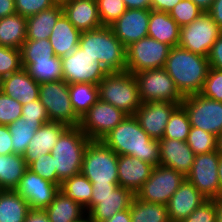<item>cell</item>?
Returning a JSON list of instances; mask_svg holds the SVG:
<instances>
[{"label":"cell","instance_id":"1","mask_svg":"<svg viewBox=\"0 0 222 222\" xmlns=\"http://www.w3.org/2000/svg\"><path fill=\"white\" fill-rule=\"evenodd\" d=\"M101 141L117 155L136 157L154 167L159 165V141L151 138L141 128L135 115H127Z\"/></svg>","mask_w":222,"mask_h":222},{"label":"cell","instance_id":"2","mask_svg":"<svg viewBox=\"0 0 222 222\" xmlns=\"http://www.w3.org/2000/svg\"><path fill=\"white\" fill-rule=\"evenodd\" d=\"M164 69L185 97L202 91L209 61L205 56L174 46L166 59Z\"/></svg>","mask_w":222,"mask_h":222},{"label":"cell","instance_id":"3","mask_svg":"<svg viewBox=\"0 0 222 222\" xmlns=\"http://www.w3.org/2000/svg\"><path fill=\"white\" fill-rule=\"evenodd\" d=\"M78 47L99 61L108 73L126 71V47L110 26L82 32Z\"/></svg>","mask_w":222,"mask_h":222},{"label":"cell","instance_id":"4","mask_svg":"<svg viewBox=\"0 0 222 222\" xmlns=\"http://www.w3.org/2000/svg\"><path fill=\"white\" fill-rule=\"evenodd\" d=\"M90 139L79 126L67 127L60 135L51 150L54 158V168L57 178L64 180L81 173L83 157Z\"/></svg>","mask_w":222,"mask_h":222},{"label":"cell","instance_id":"5","mask_svg":"<svg viewBox=\"0 0 222 222\" xmlns=\"http://www.w3.org/2000/svg\"><path fill=\"white\" fill-rule=\"evenodd\" d=\"M97 86L100 100L127 115H135L142 104L136 78L128 71L108 73Z\"/></svg>","mask_w":222,"mask_h":222},{"label":"cell","instance_id":"6","mask_svg":"<svg viewBox=\"0 0 222 222\" xmlns=\"http://www.w3.org/2000/svg\"><path fill=\"white\" fill-rule=\"evenodd\" d=\"M118 155L101 140H90L81 173L97 185L118 184Z\"/></svg>","mask_w":222,"mask_h":222},{"label":"cell","instance_id":"7","mask_svg":"<svg viewBox=\"0 0 222 222\" xmlns=\"http://www.w3.org/2000/svg\"><path fill=\"white\" fill-rule=\"evenodd\" d=\"M91 210L87 213L89 222H103L118 212L130 208L135 194L119 184H92Z\"/></svg>","mask_w":222,"mask_h":222},{"label":"cell","instance_id":"8","mask_svg":"<svg viewBox=\"0 0 222 222\" xmlns=\"http://www.w3.org/2000/svg\"><path fill=\"white\" fill-rule=\"evenodd\" d=\"M39 99L45 107L49 120L76 127L80 124V118L73 110L69 84L63 79L39 83Z\"/></svg>","mask_w":222,"mask_h":222},{"label":"cell","instance_id":"9","mask_svg":"<svg viewBox=\"0 0 222 222\" xmlns=\"http://www.w3.org/2000/svg\"><path fill=\"white\" fill-rule=\"evenodd\" d=\"M141 102L181 103L184 96L164 68L144 70L134 74Z\"/></svg>","mask_w":222,"mask_h":222},{"label":"cell","instance_id":"10","mask_svg":"<svg viewBox=\"0 0 222 222\" xmlns=\"http://www.w3.org/2000/svg\"><path fill=\"white\" fill-rule=\"evenodd\" d=\"M171 46L149 36L126 47V71L135 74L164 68Z\"/></svg>","mask_w":222,"mask_h":222},{"label":"cell","instance_id":"11","mask_svg":"<svg viewBox=\"0 0 222 222\" xmlns=\"http://www.w3.org/2000/svg\"><path fill=\"white\" fill-rule=\"evenodd\" d=\"M185 179L186 176L183 173L157 165L153 167L150 177L136 192L135 196L142 201L166 206Z\"/></svg>","mask_w":222,"mask_h":222},{"label":"cell","instance_id":"12","mask_svg":"<svg viewBox=\"0 0 222 222\" xmlns=\"http://www.w3.org/2000/svg\"><path fill=\"white\" fill-rule=\"evenodd\" d=\"M222 30L207 13L203 12L189 25L180 28L178 46L207 57Z\"/></svg>","mask_w":222,"mask_h":222},{"label":"cell","instance_id":"13","mask_svg":"<svg viewBox=\"0 0 222 222\" xmlns=\"http://www.w3.org/2000/svg\"><path fill=\"white\" fill-rule=\"evenodd\" d=\"M181 105L188 114L191 127H196L216 137L222 133V102L203 95L185 96Z\"/></svg>","mask_w":222,"mask_h":222},{"label":"cell","instance_id":"14","mask_svg":"<svg viewBox=\"0 0 222 222\" xmlns=\"http://www.w3.org/2000/svg\"><path fill=\"white\" fill-rule=\"evenodd\" d=\"M62 79L67 84L90 83L98 85L108 74L99 61H95L77 47L71 54L61 58Z\"/></svg>","mask_w":222,"mask_h":222},{"label":"cell","instance_id":"15","mask_svg":"<svg viewBox=\"0 0 222 222\" xmlns=\"http://www.w3.org/2000/svg\"><path fill=\"white\" fill-rule=\"evenodd\" d=\"M126 116L122 110L98 99L80 119L79 128L90 140H101Z\"/></svg>","mask_w":222,"mask_h":222},{"label":"cell","instance_id":"16","mask_svg":"<svg viewBox=\"0 0 222 222\" xmlns=\"http://www.w3.org/2000/svg\"><path fill=\"white\" fill-rule=\"evenodd\" d=\"M218 151L198 154L194 157L191 171L186 179L207 199L219 198Z\"/></svg>","mask_w":222,"mask_h":222},{"label":"cell","instance_id":"17","mask_svg":"<svg viewBox=\"0 0 222 222\" xmlns=\"http://www.w3.org/2000/svg\"><path fill=\"white\" fill-rule=\"evenodd\" d=\"M60 186L44 180L42 177L27 169L15 191L29 205L30 209L44 210L54 200Z\"/></svg>","mask_w":222,"mask_h":222},{"label":"cell","instance_id":"18","mask_svg":"<svg viewBox=\"0 0 222 222\" xmlns=\"http://www.w3.org/2000/svg\"><path fill=\"white\" fill-rule=\"evenodd\" d=\"M150 11L148 9H127L110 25L115 36L125 47L148 36Z\"/></svg>","mask_w":222,"mask_h":222},{"label":"cell","instance_id":"19","mask_svg":"<svg viewBox=\"0 0 222 222\" xmlns=\"http://www.w3.org/2000/svg\"><path fill=\"white\" fill-rule=\"evenodd\" d=\"M181 103L143 102L136 111L141 128L153 139H162L173 110Z\"/></svg>","mask_w":222,"mask_h":222},{"label":"cell","instance_id":"20","mask_svg":"<svg viewBox=\"0 0 222 222\" xmlns=\"http://www.w3.org/2000/svg\"><path fill=\"white\" fill-rule=\"evenodd\" d=\"M206 200L207 198L185 179L166 205L170 221L180 222L186 219Z\"/></svg>","mask_w":222,"mask_h":222},{"label":"cell","instance_id":"21","mask_svg":"<svg viewBox=\"0 0 222 222\" xmlns=\"http://www.w3.org/2000/svg\"><path fill=\"white\" fill-rule=\"evenodd\" d=\"M159 165L174 169L185 176L191 171L195 154L186 141L159 139Z\"/></svg>","mask_w":222,"mask_h":222},{"label":"cell","instance_id":"22","mask_svg":"<svg viewBox=\"0 0 222 222\" xmlns=\"http://www.w3.org/2000/svg\"><path fill=\"white\" fill-rule=\"evenodd\" d=\"M118 184L134 194L150 177L153 165L129 155H118Z\"/></svg>","mask_w":222,"mask_h":222},{"label":"cell","instance_id":"23","mask_svg":"<svg viewBox=\"0 0 222 222\" xmlns=\"http://www.w3.org/2000/svg\"><path fill=\"white\" fill-rule=\"evenodd\" d=\"M62 7L64 15L79 31L102 27L96 0H69Z\"/></svg>","mask_w":222,"mask_h":222},{"label":"cell","instance_id":"24","mask_svg":"<svg viewBox=\"0 0 222 222\" xmlns=\"http://www.w3.org/2000/svg\"><path fill=\"white\" fill-rule=\"evenodd\" d=\"M1 91L22 105L39 99V83L24 68L2 78Z\"/></svg>","mask_w":222,"mask_h":222},{"label":"cell","instance_id":"25","mask_svg":"<svg viewBox=\"0 0 222 222\" xmlns=\"http://www.w3.org/2000/svg\"><path fill=\"white\" fill-rule=\"evenodd\" d=\"M66 128V125L53 121L43 124L35 132L23 155L27 165L35 161L37 157L49 154Z\"/></svg>","mask_w":222,"mask_h":222},{"label":"cell","instance_id":"26","mask_svg":"<svg viewBox=\"0 0 222 222\" xmlns=\"http://www.w3.org/2000/svg\"><path fill=\"white\" fill-rule=\"evenodd\" d=\"M81 33L63 13L49 36L54 55L62 58L71 54L79 45Z\"/></svg>","mask_w":222,"mask_h":222},{"label":"cell","instance_id":"27","mask_svg":"<svg viewBox=\"0 0 222 222\" xmlns=\"http://www.w3.org/2000/svg\"><path fill=\"white\" fill-rule=\"evenodd\" d=\"M50 222H86L85 208L69 199L61 190L56 194L50 205L44 209Z\"/></svg>","mask_w":222,"mask_h":222},{"label":"cell","instance_id":"28","mask_svg":"<svg viewBox=\"0 0 222 222\" xmlns=\"http://www.w3.org/2000/svg\"><path fill=\"white\" fill-rule=\"evenodd\" d=\"M180 26L163 11H150L148 36L171 47L178 46Z\"/></svg>","mask_w":222,"mask_h":222},{"label":"cell","instance_id":"29","mask_svg":"<svg viewBox=\"0 0 222 222\" xmlns=\"http://www.w3.org/2000/svg\"><path fill=\"white\" fill-rule=\"evenodd\" d=\"M63 14L62 5L55 6L43 10L38 14L26 17L27 20V34L26 39L39 40L49 39L53 27L58 18Z\"/></svg>","mask_w":222,"mask_h":222},{"label":"cell","instance_id":"30","mask_svg":"<svg viewBox=\"0 0 222 222\" xmlns=\"http://www.w3.org/2000/svg\"><path fill=\"white\" fill-rule=\"evenodd\" d=\"M27 20L20 14L0 18V46L21 49L26 40Z\"/></svg>","mask_w":222,"mask_h":222},{"label":"cell","instance_id":"31","mask_svg":"<svg viewBox=\"0 0 222 222\" xmlns=\"http://www.w3.org/2000/svg\"><path fill=\"white\" fill-rule=\"evenodd\" d=\"M27 169L23 155H0V187L3 190H15Z\"/></svg>","mask_w":222,"mask_h":222},{"label":"cell","instance_id":"32","mask_svg":"<svg viewBox=\"0 0 222 222\" xmlns=\"http://www.w3.org/2000/svg\"><path fill=\"white\" fill-rule=\"evenodd\" d=\"M30 208L15 190L0 193V222H24Z\"/></svg>","mask_w":222,"mask_h":222},{"label":"cell","instance_id":"33","mask_svg":"<svg viewBox=\"0 0 222 222\" xmlns=\"http://www.w3.org/2000/svg\"><path fill=\"white\" fill-rule=\"evenodd\" d=\"M60 190L69 198L81 204L86 212L91 210L92 183L82 174H76L61 183Z\"/></svg>","mask_w":222,"mask_h":222},{"label":"cell","instance_id":"34","mask_svg":"<svg viewBox=\"0 0 222 222\" xmlns=\"http://www.w3.org/2000/svg\"><path fill=\"white\" fill-rule=\"evenodd\" d=\"M130 215L132 222H171L165 205L142 201L136 196L130 205Z\"/></svg>","mask_w":222,"mask_h":222},{"label":"cell","instance_id":"35","mask_svg":"<svg viewBox=\"0 0 222 222\" xmlns=\"http://www.w3.org/2000/svg\"><path fill=\"white\" fill-rule=\"evenodd\" d=\"M69 95L73 110L81 119L99 99L98 86L90 83L69 84Z\"/></svg>","mask_w":222,"mask_h":222},{"label":"cell","instance_id":"36","mask_svg":"<svg viewBox=\"0 0 222 222\" xmlns=\"http://www.w3.org/2000/svg\"><path fill=\"white\" fill-rule=\"evenodd\" d=\"M43 125L42 122H30L22 117L8 125L11 133L13 153L24 155L35 132Z\"/></svg>","mask_w":222,"mask_h":222},{"label":"cell","instance_id":"37","mask_svg":"<svg viewBox=\"0 0 222 222\" xmlns=\"http://www.w3.org/2000/svg\"><path fill=\"white\" fill-rule=\"evenodd\" d=\"M61 58L54 56L50 60L35 61L32 64H22V67L37 83L57 81L62 79Z\"/></svg>","mask_w":222,"mask_h":222},{"label":"cell","instance_id":"38","mask_svg":"<svg viewBox=\"0 0 222 222\" xmlns=\"http://www.w3.org/2000/svg\"><path fill=\"white\" fill-rule=\"evenodd\" d=\"M191 124L184 107L180 104L171 113L163 138L187 141Z\"/></svg>","mask_w":222,"mask_h":222},{"label":"cell","instance_id":"39","mask_svg":"<svg viewBox=\"0 0 222 222\" xmlns=\"http://www.w3.org/2000/svg\"><path fill=\"white\" fill-rule=\"evenodd\" d=\"M20 50L22 64H32L35 61L50 60L55 56L49 39H26Z\"/></svg>","mask_w":222,"mask_h":222},{"label":"cell","instance_id":"40","mask_svg":"<svg viewBox=\"0 0 222 222\" xmlns=\"http://www.w3.org/2000/svg\"><path fill=\"white\" fill-rule=\"evenodd\" d=\"M186 142L195 155L217 150V137L196 127H190Z\"/></svg>","mask_w":222,"mask_h":222},{"label":"cell","instance_id":"41","mask_svg":"<svg viewBox=\"0 0 222 222\" xmlns=\"http://www.w3.org/2000/svg\"><path fill=\"white\" fill-rule=\"evenodd\" d=\"M203 11L191 0H181L169 12V15L180 26H186L198 18Z\"/></svg>","mask_w":222,"mask_h":222},{"label":"cell","instance_id":"42","mask_svg":"<svg viewBox=\"0 0 222 222\" xmlns=\"http://www.w3.org/2000/svg\"><path fill=\"white\" fill-rule=\"evenodd\" d=\"M102 26H110L126 10L123 0H96Z\"/></svg>","mask_w":222,"mask_h":222},{"label":"cell","instance_id":"43","mask_svg":"<svg viewBox=\"0 0 222 222\" xmlns=\"http://www.w3.org/2000/svg\"><path fill=\"white\" fill-rule=\"evenodd\" d=\"M21 50L0 46V76L2 78L21 70Z\"/></svg>","mask_w":222,"mask_h":222},{"label":"cell","instance_id":"44","mask_svg":"<svg viewBox=\"0 0 222 222\" xmlns=\"http://www.w3.org/2000/svg\"><path fill=\"white\" fill-rule=\"evenodd\" d=\"M28 169L58 186H61V182L57 178L56 169L54 168V158L51 153L41 155L37 159L28 165Z\"/></svg>","mask_w":222,"mask_h":222},{"label":"cell","instance_id":"45","mask_svg":"<svg viewBox=\"0 0 222 222\" xmlns=\"http://www.w3.org/2000/svg\"><path fill=\"white\" fill-rule=\"evenodd\" d=\"M22 117V104L0 91V125L15 122Z\"/></svg>","mask_w":222,"mask_h":222},{"label":"cell","instance_id":"46","mask_svg":"<svg viewBox=\"0 0 222 222\" xmlns=\"http://www.w3.org/2000/svg\"><path fill=\"white\" fill-rule=\"evenodd\" d=\"M200 94L206 98L222 102V70L209 67L204 86Z\"/></svg>","mask_w":222,"mask_h":222},{"label":"cell","instance_id":"47","mask_svg":"<svg viewBox=\"0 0 222 222\" xmlns=\"http://www.w3.org/2000/svg\"><path fill=\"white\" fill-rule=\"evenodd\" d=\"M16 13L29 17L56 5L53 0H14Z\"/></svg>","mask_w":222,"mask_h":222},{"label":"cell","instance_id":"48","mask_svg":"<svg viewBox=\"0 0 222 222\" xmlns=\"http://www.w3.org/2000/svg\"><path fill=\"white\" fill-rule=\"evenodd\" d=\"M214 199H207L196 208L186 219L180 222H216Z\"/></svg>","mask_w":222,"mask_h":222},{"label":"cell","instance_id":"49","mask_svg":"<svg viewBox=\"0 0 222 222\" xmlns=\"http://www.w3.org/2000/svg\"><path fill=\"white\" fill-rule=\"evenodd\" d=\"M22 118L30 122H50L47 111L40 99L31 101L29 104L22 105Z\"/></svg>","mask_w":222,"mask_h":222},{"label":"cell","instance_id":"50","mask_svg":"<svg viewBox=\"0 0 222 222\" xmlns=\"http://www.w3.org/2000/svg\"><path fill=\"white\" fill-rule=\"evenodd\" d=\"M207 59L209 61V67L222 70V32L212 45Z\"/></svg>","mask_w":222,"mask_h":222},{"label":"cell","instance_id":"51","mask_svg":"<svg viewBox=\"0 0 222 222\" xmlns=\"http://www.w3.org/2000/svg\"><path fill=\"white\" fill-rule=\"evenodd\" d=\"M13 153L11 133L6 125H0V155Z\"/></svg>","mask_w":222,"mask_h":222},{"label":"cell","instance_id":"52","mask_svg":"<svg viewBox=\"0 0 222 222\" xmlns=\"http://www.w3.org/2000/svg\"><path fill=\"white\" fill-rule=\"evenodd\" d=\"M181 0H151V10L169 13Z\"/></svg>","mask_w":222,"mask_h":222},{"label":"cell","instance_id":"53","mask_svg":"<svg viewBox=\"0 0 222 222\" xmlns=\"http://www.w3.org/2000/svg\"><path fill=\"white\" fill-rule=\"evenodd\" d=\"M222 30V0H214L207 12Z\"/></svg>","mask_w":222,"mask_h":222},{"label":"cell","instance_id":"54","mask_svg":"<svg viewBox=\"0 0 222 222\" xmlns=\"http://www.w3.org/2000/svg\"><path fill=\"white\" fill-rule=\"evenodd\" d=\"M24 222H50L44 210L30 209Z\"/></svg>","mask_w":222,"mask_h":222},{"label":"cell","instance_id":"55","mask_svg":"<svg viewBox=\"0 0 222 222\" xmlns=\"http://www.w3.org/2000/svg\"><path fill=\"white\" fill-rule=\"evenodd\" d=\"M16 13L14 0H0V18Z\"/></svg>","mask_w":222,"mask_h":222},{"label":"cell","instance_id":"56","mask_svg":"<svg viewBox=\"0 0 222 222\" xmlns=\"http://www.w3.org/2000/svg\"><path fill=\"white\" fill-rule=\"evenodd\" d=\"M127 9L151 10V0H123Z\"/></svg>","mask_w":222,"mask_h":222},{"label":"cell","instance_id":"57","mask_svg":"<svg viewBox=\"0 0 222 222\" xmlns=\"http://www.w3.org/2000/svg\"><path fill=\"white\" fill-rule=\"evenodd\" d=\"M103 222H132L130 208L116 213L110 219H107Z\"/></svg>","mask_w":222,"mask_h":222},{"label":"cell","instance_id":"58","mask_svg":"<svg viewBox=\"0 0 222 222\" xmlns=\"http://www.w3.org/2000/svg\"><path fill=\"white\" fill-rule=\"evenodd\" d=\"M196 4L203 12H208L212 6L214 0H191Z\"/></svg>","mask_w":222,"mask_h":222},{"label":"cell","instance_id":"59","mask_svg":"<svg viewBox=\"0 0 222 222\" xmlns=\"http://www.w3.org/2000/svg\"><path fill=\"white\" fill-rule=\"evenodd\" d=\"M215 210H216V222H222V197L214 199Z\"/></svg>","mask_w":222,"mask_h":222},{"label":"cell","instance_id":"60","mask_svg":"<svg viewBox=\"0 0 222 222\" xmlns=\"http://www.w3.org/2000/svg\"><path fill=\"white\" fill-rule=\"evenodd\" d=\"M218 177H219V198L222 197V156L219 157L218 163Z\"/></svg>","mask_w":222,"mask_h":222},{"label":"cell","instance_id":"61","mask_svg":"<svg viewBox=\"0 0 222 222\" xmlns=\"http://www.w3.org/2000/svg\"><path fill=\"white\" fill-rule=\"evenodd\" d=\"M217 151L222 156V133L217 136Z\"/></svg>","mask_w":222,"mask_h":222},{"label":"cell","instance_id":"62","mask_svg":"<svg viewBox=\"0 0 222 222\" xmlns=\"http://www.w3.org/2000/svg\"><path fill=\"white\" fill-rule=\"evenodd\" d=\"M56 4H59V5H63L64 3H66L67 1L69 0H53Z\"/></svg>","mask_w":222,"mask_h":222},{"label":"cell","instance_id":"63","mask_svg":"<svg viewBox=\"0 0 222 222\" xmlns=\"http://www.w3.org/2000/svg\"><path fill=\"white\" fill-rule=\"evenodd\" d=\"M1 87H2V77L0 76V91H1Z\"/></svg>","mask_w":222,"mask_h":222}]
</instances>
